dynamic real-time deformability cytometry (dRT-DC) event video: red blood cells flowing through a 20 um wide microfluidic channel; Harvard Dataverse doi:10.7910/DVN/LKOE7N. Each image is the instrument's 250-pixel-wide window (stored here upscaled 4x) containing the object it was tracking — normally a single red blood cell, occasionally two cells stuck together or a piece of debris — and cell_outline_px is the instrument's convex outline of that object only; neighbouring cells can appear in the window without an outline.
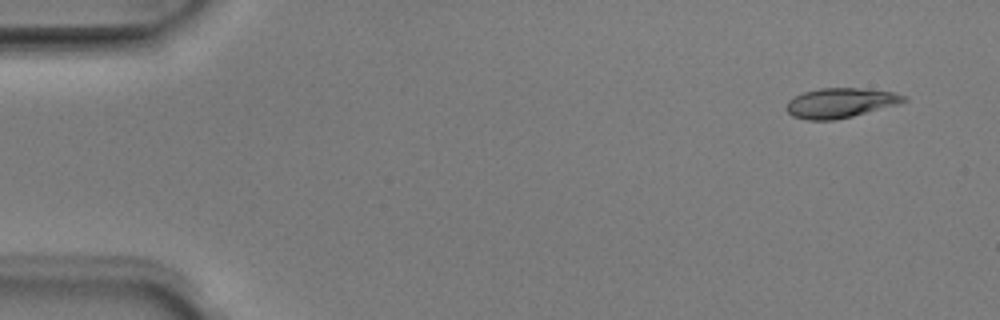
{"species": "Egyptian fruit bat (a non-hibernating species)", "species_latin": "Rousettus aegyptiacus", "temperature_condition": "room temperature", "stored_images_in_passage": 4, "camera_frame_rate_fps": 3000, "um_per_image_px": 0.085, "animal": {"sex": "male"}, "frame": {"image": 1, "passage_image": 1, "time_ms": 0.0, "image_size_px": [1000, 320], "cell_outline_px": [[908, 100], [900, 104], [836, 120], [808, 120], [792, 116], [788, 112], [788, 100], [804, 92], [820, 88], [860, 88], [892, 92], [904, 96]], "centroid_in_image_um": [71.45, 8.75], "position_along_channel_um": 13.6, "area_um2": 20.17}}
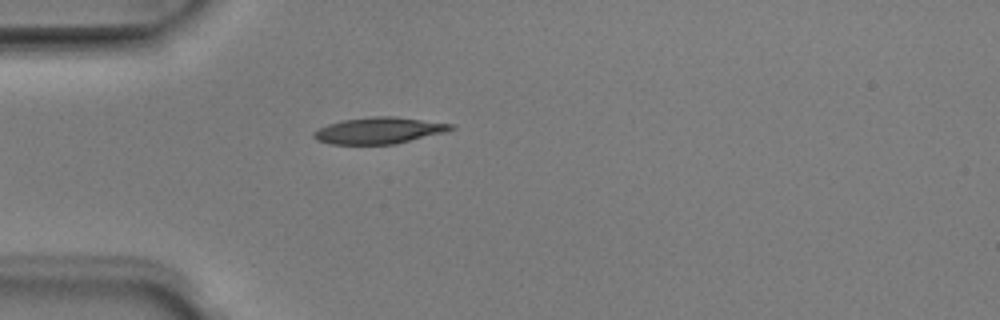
{"frame": {"image": 2, "passage_image": 4, "time_ms": 1.0, "image_size_px": [1000, 320], "cell_outline_px": [[456, 128], [444, 132], [396, 144], [332, 144], [316, 140], [312, 136], [312, 132], [328, 124], [344, 120], [372, 116], [392, 116], [452, 124]], "centroid_in_image_um": [32.18, 11.1], "position_along_channel_um": 52.8, "area_um2": 20.92}}